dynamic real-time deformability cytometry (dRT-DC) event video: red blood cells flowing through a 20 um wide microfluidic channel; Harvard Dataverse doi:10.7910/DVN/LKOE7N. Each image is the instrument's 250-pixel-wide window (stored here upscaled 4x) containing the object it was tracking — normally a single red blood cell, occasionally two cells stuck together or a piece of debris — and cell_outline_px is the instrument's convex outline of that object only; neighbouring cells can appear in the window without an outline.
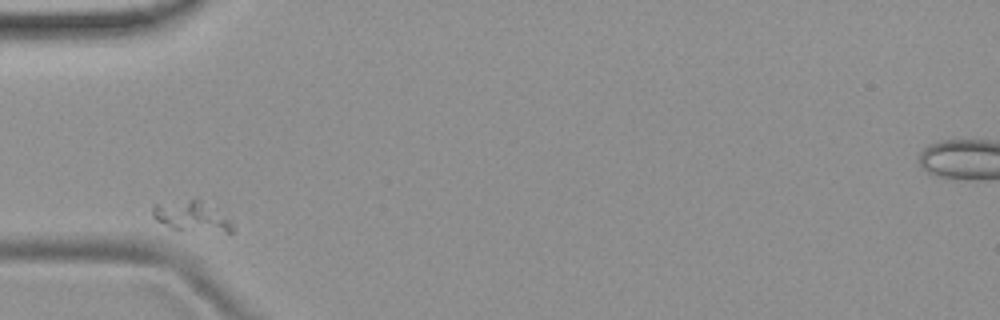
{"species": "common noctule bat (a hibernating species)", "species_latin": "Nyctalus noctula", "temperature_condition": "room temperature", "stored_images_in_passage": 2, "camera_frame_rate_fps": 3000, "um_per_image_px": 0.085, "animal": {"sex": "female", "body_mass_g": 19.9}, "frame": {"image": 1, "passage_image": 1, "time_ms": 0.0, "image_size_px": [1000, 320], "cell_outline_px": [[232, 232], [224, 232], [172, 228], [156, 220], [152, 216], [152, 204], [196, 196], [216, 208], [232, 224]], "centroid_in_image_um": [16.23, 18.3], "position_along_channel_um": 68.8, "area_um2": 14.28}}
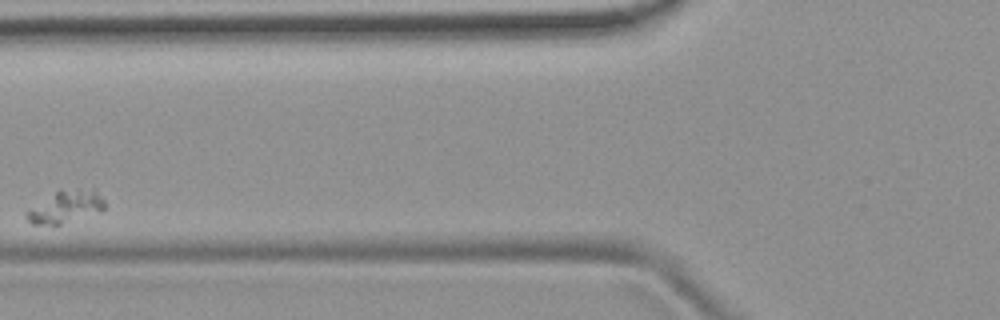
{"frame": {"image": 2, "passage_image": 2, "time_ms": 1.667, "image_size_px": [1000, 320], "cell_outline_px": [[104, 208], [100, 212], [60, 224], [32, 224], [28, 220], [28, 212], [60, 188], [92, 188], [104, 200]], "centroid_in_image_um": [5.67, 17.54], "position_along_channel_um": 120.1, "area_um2": 14.28}}